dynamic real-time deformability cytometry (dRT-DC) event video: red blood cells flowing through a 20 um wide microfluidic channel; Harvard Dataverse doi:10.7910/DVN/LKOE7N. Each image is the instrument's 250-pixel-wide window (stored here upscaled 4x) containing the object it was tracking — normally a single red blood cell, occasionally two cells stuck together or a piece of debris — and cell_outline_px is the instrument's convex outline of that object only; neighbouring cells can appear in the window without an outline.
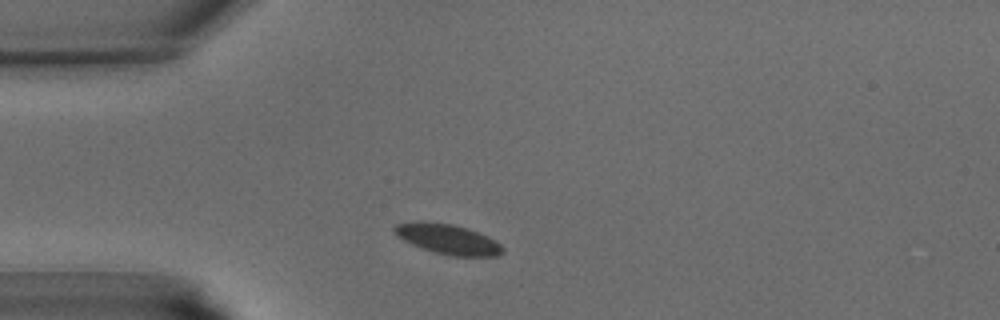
{"species": "common noctule bat (a hibernating species)", "species_latin": "Nyctalus noctula", "temperature_condition": "warm", "stored_images_in_passage": 26, "camera_frame_rate_fps": 3000, "um_per_image_px": 0.085, "animal": {"sex": "male", "body_mass_g": 15.6}, "frame": {"image": 1, "passage_image": 3, "time_ms": 0.667, "image_size_px": [1000, 320], "cell_outline_px": [[504, 252], [496, 256], [452, 256], [436, 252], [412, 244], [396, 236], [392, 228], [396, 224], [416, 220], [420, 220], [452, 224], [488, 236], [496, 240], [504, 248]], "centroid_in_image_um": [38.04, 20.31], "position_along_channel_um": 47.0, "area_um2": 18.9}}
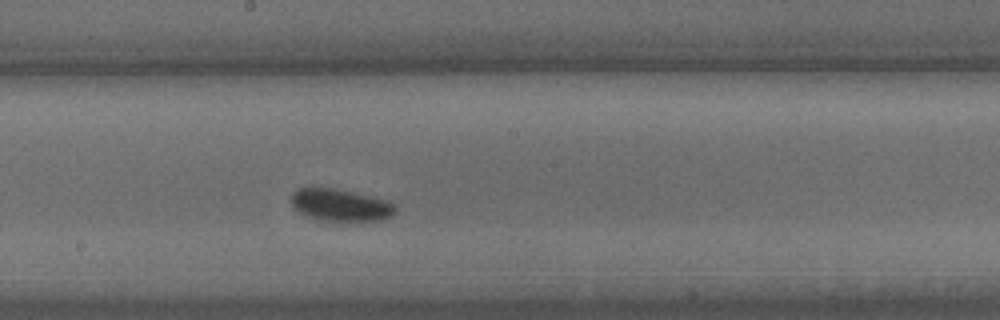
{"frame": {"image": 2, "passage_image": 15, "time_ms": 4.667, "image_size_px": [1000, 320], "cell_outline_px": [[396, 212], [384, 220], [320, 220], [308, 216], [292, 208], [292, 192], [296, 188], [332, 188], [352, 192], [384, 200], [396, 204]], "centroid_in_image_um": [28.92, 17.43], "position_along_channel_um": 219.3, "area_um2": 19.19}}
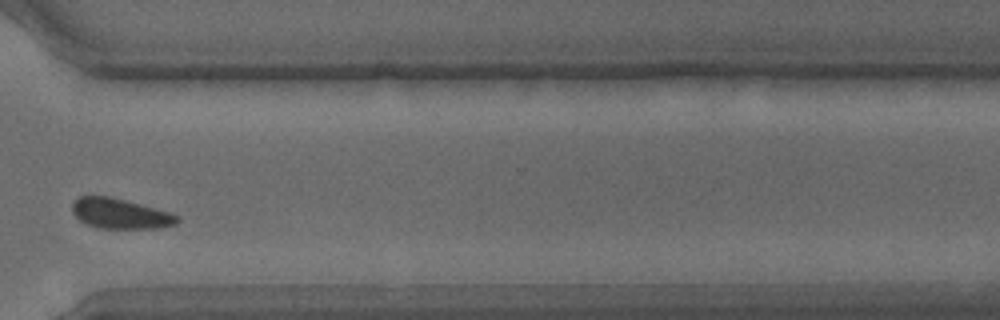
{"frame": {"image": 3, "passage_image": 24, "time_ms": 7.667, "image_size_px": [1000, 320], "cell_outline_px": [[180, 220], [176, 224], [160, 228], [100, 228], [88, 224], [80, 220], [72, 212], [72, 200], [80, 196], [108, 196], [172, 212], [180, 216]], "centroid_in_image_um": [10.24, 18.15], "position_along_channel_um": 360.4, "area_um2": 18.5}}